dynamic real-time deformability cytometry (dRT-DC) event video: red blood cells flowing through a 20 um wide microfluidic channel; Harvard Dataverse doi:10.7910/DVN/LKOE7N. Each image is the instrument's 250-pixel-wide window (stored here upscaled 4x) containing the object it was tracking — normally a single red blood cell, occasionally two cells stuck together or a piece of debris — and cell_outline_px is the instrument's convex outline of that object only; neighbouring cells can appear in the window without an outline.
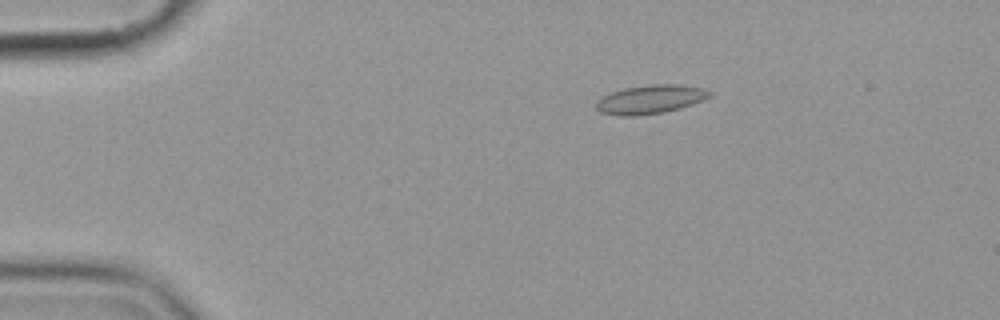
{"species": "common noctule bat (a hibernating species)", "species_latin": "Nyctalus noctula", "temperature_condition": "cold", "stored_images_in_passage": 3, "camera_frame_rate_fps": 3000, "um_per_image_px": 0.085, "animal": {"sex": "female", "body_mass_g": 19.9}, "frame": {"image": 1, "passage_image": 1, "time_ms": 0.0, "image_size_px": [1000, 320], "cell_outline_px": [[712, 96], [692, 104], [680, 108], [664, 112], [632, 116], [620, 116], [600, 112], [596, 108], [596, 100], [612, 92], [624, 88], [652, 84], [680, 84], [704, 88], [712, 92]], "centroid_in_image_um": [55.3, 8.44], "position_along_channel_um": 29.7, "area_um2": 19.02}}